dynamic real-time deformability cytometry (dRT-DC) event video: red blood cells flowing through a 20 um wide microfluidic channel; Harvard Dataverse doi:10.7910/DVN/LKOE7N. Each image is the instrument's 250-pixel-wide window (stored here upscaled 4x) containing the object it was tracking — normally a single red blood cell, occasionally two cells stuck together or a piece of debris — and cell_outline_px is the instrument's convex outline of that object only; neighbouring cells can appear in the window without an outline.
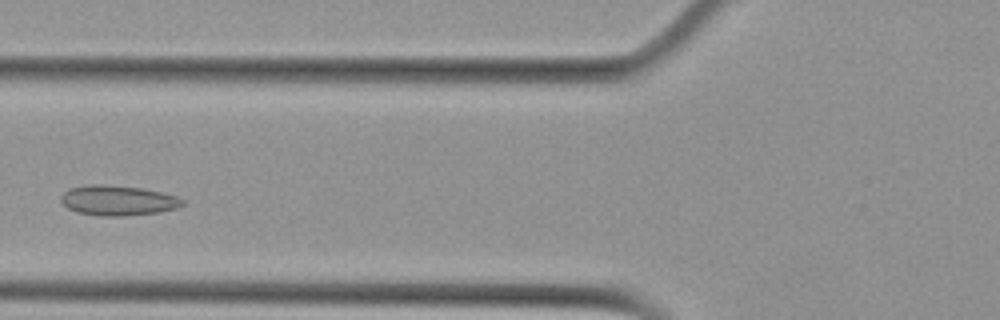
{"species": "Egyptian fruit bat (a non-hibernating species)", "species_latin": "Rousettus aegyptiacus", "temperature_condition": "cold", "stored_images_in_passage": 6, "camera_frame_rate_fps": 3000, "um_per_image_px": 0.085, "animal": {"sex": "female"}, "frame": {"image": 1, "passage_image": 3, "time_ms": 2.333, "image_size_px": [1000, 320], "cell_outline_px": [[184, 204], [176, 208], [160, 212], [124, 216], [100, 216], [76, 212], [68, 208], [60, 200], [60, 196], [68, 188], [96, 184], [140, 188], [160, 192], [176, 196], [184, 200]], "centroid_in_image_um": [10.0, 17.05], "position_along_channel_um": 115.8, "area_um2": 21.15}}
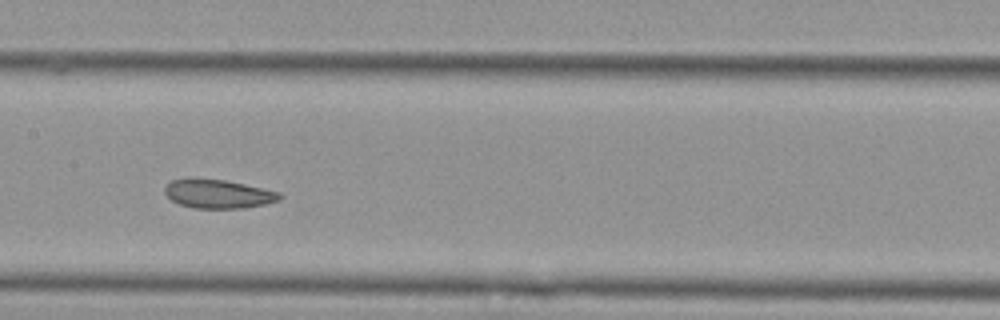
{"frame": {"image": 2, "passage_image": 5, "time_ms": 4.333, "image_size_px": [1000, 320], "cell_outline_px": [[284, 196], [280, 200], [264, 204], [240, 208], [192, 208], [180, 204], [172, 200], [164, 192], [164, 188], [172, 180], [192, 176], [224, 180], [244, 184], [280, 192]], "centroid_in_image_um": [18.52, 16.45], "position_along_channel_um": 188.9, "area_um2": 19.48}}
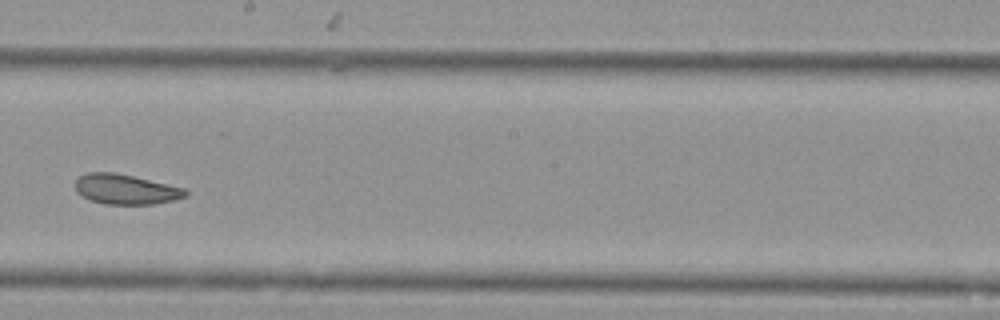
{"frame": {"image": 3, "passage_image": 6, "time_ms": 5.667, "image_size_px": [1000, 320], "cell_outline_px": [[188, 196], [172, 200], [152, 204], [104, 204], [92, 200], [76, 192], [76, 180], [80, 176], [88, 172], [112, 172], [132, 176], [184, 188], [188, 192]], "centroid_in_image_um": [10.68, 16.09], "position_along_channel_um": 237.5, "area_um2": 18.96}}